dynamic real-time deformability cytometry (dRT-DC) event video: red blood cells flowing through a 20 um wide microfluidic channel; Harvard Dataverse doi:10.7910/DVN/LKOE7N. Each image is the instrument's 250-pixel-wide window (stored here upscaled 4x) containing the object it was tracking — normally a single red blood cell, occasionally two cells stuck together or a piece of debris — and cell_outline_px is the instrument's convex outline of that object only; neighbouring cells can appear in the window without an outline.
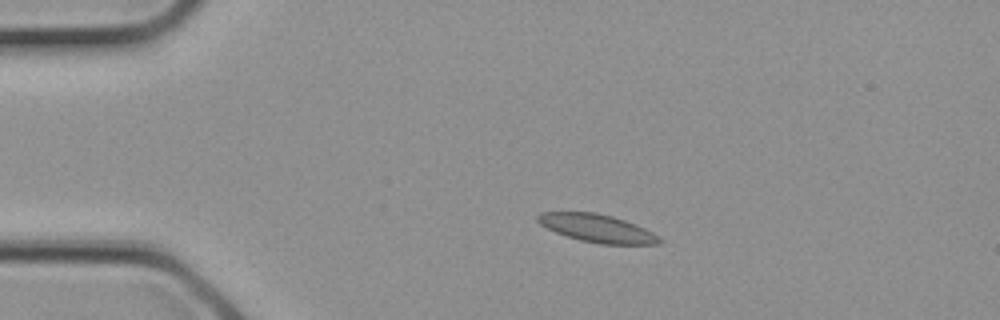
{"species": "common noctule bat (a hibernating species)", "species_latin": "Nyctalus noctula", "temperature_condition": "cold", "stored_images_in_passage": 2, "camera_frame_rate_fps": 3000, "um_per_image_px": 0.085, "animal": {"sex": "female", "body_mass_g": 21.9}, "frame": {"image": 1, "passage_image": 2, "time_ms": 0.333, "image_size_px": [1000, 320], "cell_outline_px": [[664, 240], [656, 244], [600, 244], [580, 240], [556, 232], [540, 224], [536, 220], [536, 216], [540, 212], [596, 212], [612, 216], [636, 224], [660, 236]], "centroid_in_image_um": [50.77, 19.4], "position_along_channel_um": 34.2, "area_um2": 19.77}}